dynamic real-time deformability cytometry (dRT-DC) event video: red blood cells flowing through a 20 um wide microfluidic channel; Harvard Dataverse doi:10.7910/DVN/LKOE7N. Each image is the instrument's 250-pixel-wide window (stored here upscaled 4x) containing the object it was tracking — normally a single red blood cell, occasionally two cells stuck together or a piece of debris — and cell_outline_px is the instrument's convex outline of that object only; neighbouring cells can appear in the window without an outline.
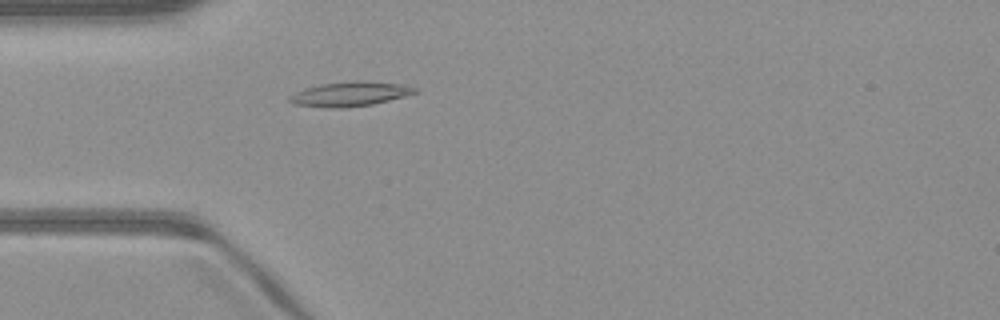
{"species": "common noctule bat (a hibernating species)", "species_latin": "Nyctalus noctula", "temperature_condition": "warm", "stored_images_in_passage": 51, "camera_frame_rate_fps": 3000, "um_per_image_px": 0.085, "animal": {"sex": "male", "body_mass_g": 23.1, "forearm_length_mm": 52.7}, "frame": {"image": 1, "passage_image": 15, "time_ms": 4.667, "image_size_px": [1000, 320], "cell_outline_px": [[420, 92], [408, 96], [372, 104], [340, 108], [324, 108], [292, 104], [288, 100], [288, 96], [304, 88], [320, 84], [352, 80], [368, 80], [404, 84], [420, 88]], "centroid_in_image_um": [29.81, 7.97], "position_along_channel_um": 55.2, "area_um2": 18.55}}
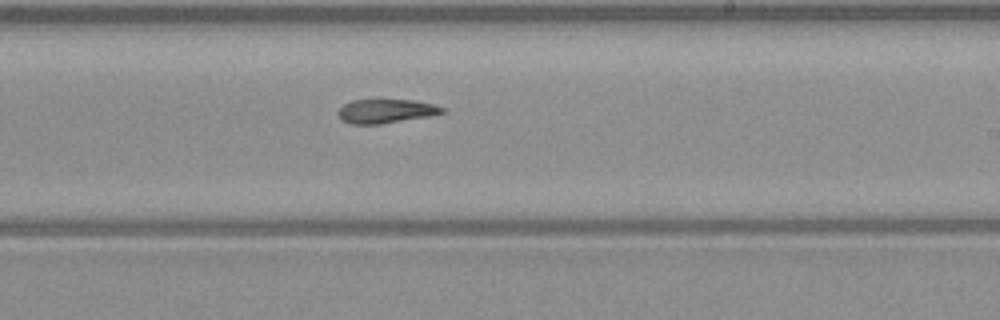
{"frame": {"image": 2, "passage_image": 30, "time_ms": 9.667, "image_size_px": [1000, 320], "cell_outline_px": [[444, 112], [428, 116], [380, 124], [352, 124], [344, 120], [336, 112], [344, 104], [352, 100], [412, 100], [432, 104], [444, 108]], "centroid_in_image_um": [32.77, 9.44], "position_along_channel_um": 256.2, "area_um2": 14.22}}
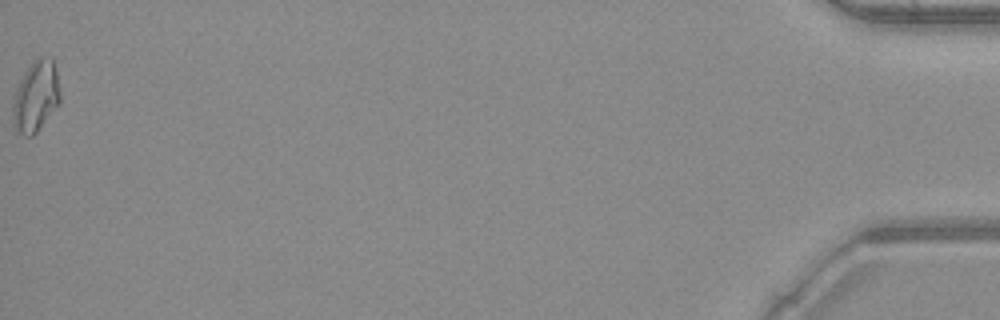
{"frame": {"image": 3, "passage_image": 51, "time_ms": 16.667, "image_size_px": [1000, 320], "cell_outline_px": [[60, 100], [36, 132], [32, 136], [24, 136], [16, 128], [12, 116], [12, 104], [20, 80], [24, 72], [40, 56], [52, 56], [56, 68], [60, 92]], "centroid_in_image_um": [3.05, 8.15], "position_along_channel_um": 432.1, "area_um2": 19.13}, "authors_computed_cell_mechanics": {"area_um2": 15.895, "velocity_mm_per_s": 4.0976, "shape_relaxation_time_tau1_ms": 5.1664, "shape_relaxation_time_tau2_ms": 5.5134, "deformation_change_tau1": 0.1767, "deformation_change_tau2": 0.1514}}